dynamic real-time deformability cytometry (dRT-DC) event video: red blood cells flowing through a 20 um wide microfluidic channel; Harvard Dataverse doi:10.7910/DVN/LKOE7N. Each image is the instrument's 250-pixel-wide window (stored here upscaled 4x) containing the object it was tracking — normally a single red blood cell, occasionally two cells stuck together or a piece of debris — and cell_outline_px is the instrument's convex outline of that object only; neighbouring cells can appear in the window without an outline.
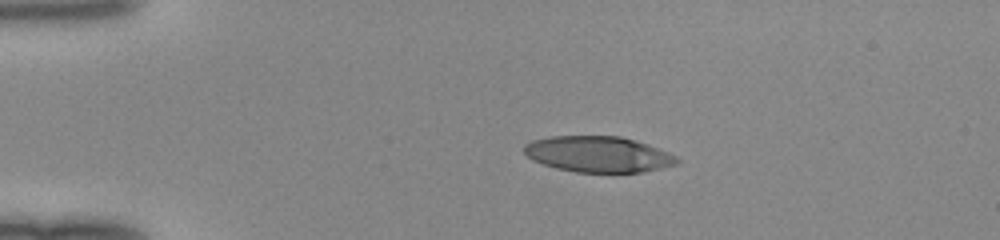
{"species": "human", "species_latin": "Homo sapiens", "temperature_condition": "room temperature", "stored_images_in_passage": 40, "camera_frame_rate_fps": 3000, "um_per_image_px": 0.085, "donor": {"sex": "female"}, "frame": {"image": 1, "passage_image": 1, "time_ms": 0.0, "image_size_px": [1000, 240], "cell_outline_px": [[680, 164], [644, 172], [576, 172], [556, 168], [532, 160], [524, 152], [524, 144], [532, 140], [552, 136], [620, 136], [636, 140], [648, 144], [668, 152], [676, 156], [680, 160]], "centroid_in_image_um": [50.88, 13.11], "position_along_channel_um": 34.1, "area_um2": 32.14}}
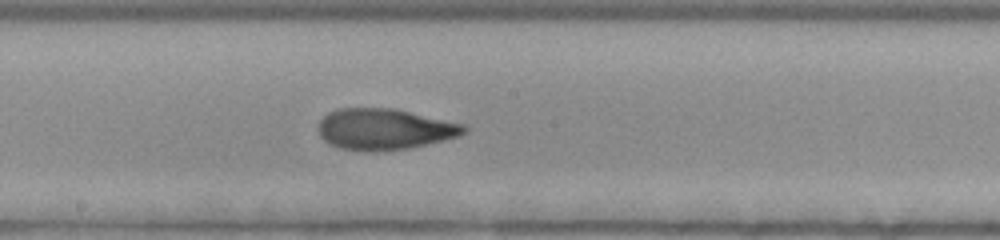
{"frame": {"image": 2, "passage_image": 18, "time_ms": 5.667, "image_size_px": [1000, 240], "cell_outline_px": [[468, 132], [460, 136], [444, 140], [408, 148], [368, 152], [340, 148], [328, 144], [320, 136], [320, 120], [328, 112], [336, 108], [396, 108], [468, 124]], "centroid_in_image_um": [32.74, 10.96], "position_along_channel_um": 215.5, "area_um2": 35.37}}
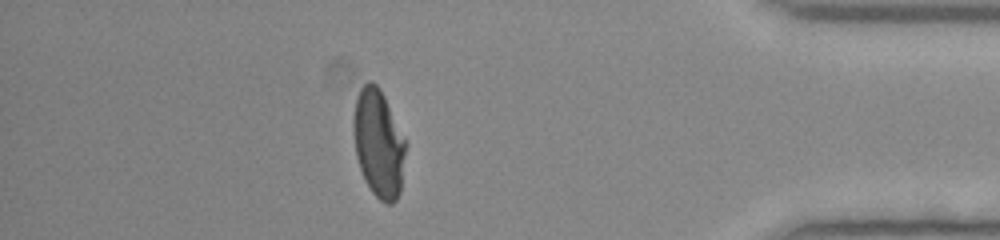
{"frame": {"image": 3, "passage_image": 34, "time_ms": 11.0, "image_size_px": [1000, 240], "cell_outline_px": [[404, 156], [400, 192], [396, 200], [392, 204], [384, 204], [372, 192], [364, 180], [356, 156], [352, 132], [352, 120], [356, 96], [360, 88], [368, 80], [372, 80], [380, 88], [384, 96], [404, 140]], "centroid_in_image_um": [32.12, 12.18], "position_along_channel_um": 403.1, "area_um2": 32.6}}